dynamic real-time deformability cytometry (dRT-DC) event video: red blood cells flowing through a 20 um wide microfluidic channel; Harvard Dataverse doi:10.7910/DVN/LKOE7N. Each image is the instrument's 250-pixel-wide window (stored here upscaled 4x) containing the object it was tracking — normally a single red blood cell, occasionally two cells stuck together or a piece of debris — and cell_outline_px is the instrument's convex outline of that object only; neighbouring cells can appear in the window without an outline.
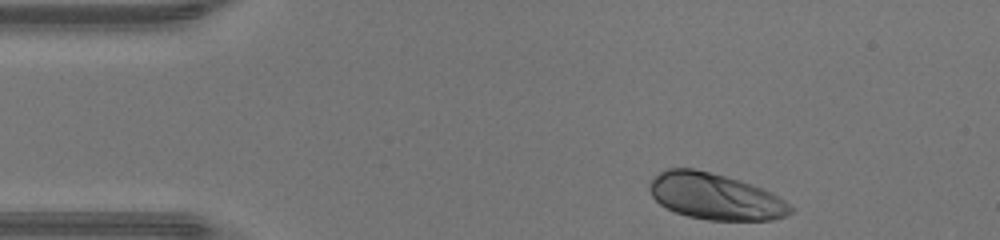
{"species": "human", "species_latin": "Homo sapiens", "temperature_condition": "warm", "stored_images_in_passage": 33, "camera_frame_rate_fps": 3000, "um_per_image_px": 0.085, "donor": {"sex": "male"}, "frame": {"image": 1, "passage_image": 1, "time_ms": 0.0, "image_size_px": [1000, 240], "cell_outline_px": [[792, 212], [788, 216], [772, 220], [708, 220], [688, 216], [676, 212], [660, 204], [652, 196], [648, 188], [648, 184], [660, 172], [668, 168], [692, 168], [740, 180], [752, 184], [772, 192], [784, 200], [792, 208]], "centroid_in_image_um": [60.8, 16.71], "position_along_channel_um": 24.2, "area_um2": 37.86}}
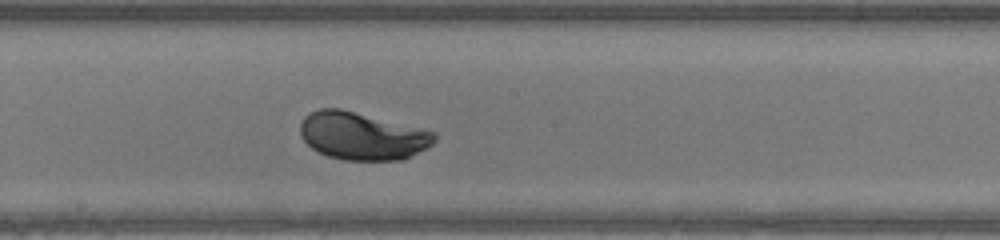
{"frame": {"image": 2, "passage_image": 19, "time_ms": 6.0, "image_size_px": [1000, 240], "cell_outline_px": [[436, 140], [432, 144], [404, 160], [344, 160], [328, 156], [312, 148], [300, 136], [300, 124], [304, 116], [308, 112], [320, 108], [340, 108], [436, 132]], "centroid_in_image_um": [30.76, 11.55], "position_along_channel_um": 217.4, "area_um2": 37.22}}
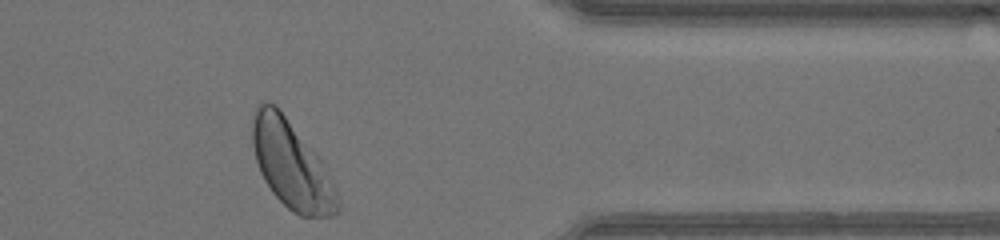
{"frame": {"image": 3, "passage_image": 32, "time_ms": 10.333, "image_size_px": [1000, 240], "cell_outline_px": [[340, 212], [332, 216], [300, 216], [292, 212], [272, 192], [264, 180], [260, 172], [256, 160], [252, 144], [252, 120], [256, 104], [260, 100], [268, 100], [276, 104], [280, 108], [320, 156], [332, 180], [336, 192], [340, 208]], "centroid_in_image_um": [24.76, 13.95], "position_along_channel_um": 386.6, "area_um2": 44.1}, "authors_computed_cell_mechanics": {"area_um2": 37.4544, "velocity_mm_per_s": 4.383, "shape_relaxation_time_tau1_ms": 2.0578, "shape_relaxation_time_tau2_ms": null, "deformation_change_tau1": 0.1445, "deformation_change_tau2": null}}